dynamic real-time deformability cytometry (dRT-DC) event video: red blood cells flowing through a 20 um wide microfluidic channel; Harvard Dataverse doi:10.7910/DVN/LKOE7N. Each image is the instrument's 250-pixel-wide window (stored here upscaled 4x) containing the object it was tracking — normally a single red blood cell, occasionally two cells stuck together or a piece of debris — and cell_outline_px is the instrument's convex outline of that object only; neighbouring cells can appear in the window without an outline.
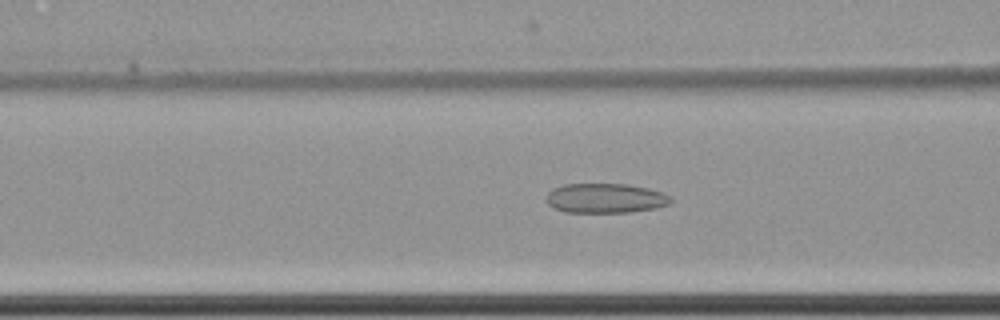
{"species": "common noctule bat (a hibernating species)", "species_latin": "Nyctalus noctula", "temperature_condition": "cold", "stored_images_in_passage": 62, "camera_frame_rate_fps": 3000, "um_per_image_px": 0.085, "animal": {"sex": "female", "body_mass_g": 22.7, "forearm_length_mm": 54.2}, "frame": {"image": 1, "passage_image": 27, "time_ms": 8.667, "image_size_px": [1000, 320], "cell_outline_px": [[672, 200], [668, 204], [656, 208], [628, 212], [564, 212], [548, 204], [548, 192], [552, 188], [564, 184], [628, 184], [648, 188], [664, 192], [672, 196]], "centroid_in_image_um": [51.5, 16.84], "position_along_channel_um": 115.1, "area_um2": 21.5}}
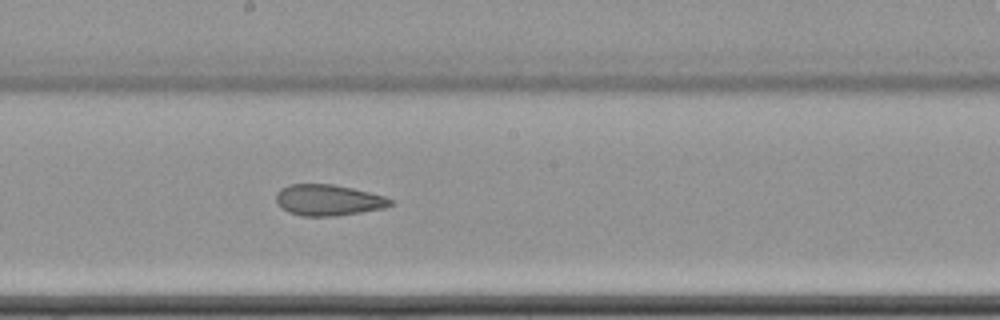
{"frame": {"image": 2, "passage_image": 36, "time_ms": 11.667, "image_size_px": [1000, 320], "cell_outline_px": [[396, 204], [384, 208], [336, 216], [300, 216], [288, 212], [276, 204], [276, 192], [280, 188], [288, 184], [332, 184], [352, 188], [384, 196], [396, 200]], "centroid_in_image_um": [27.9, 17.01], "position_along_channel_um": 220.3, "area_um2": 20.98}}
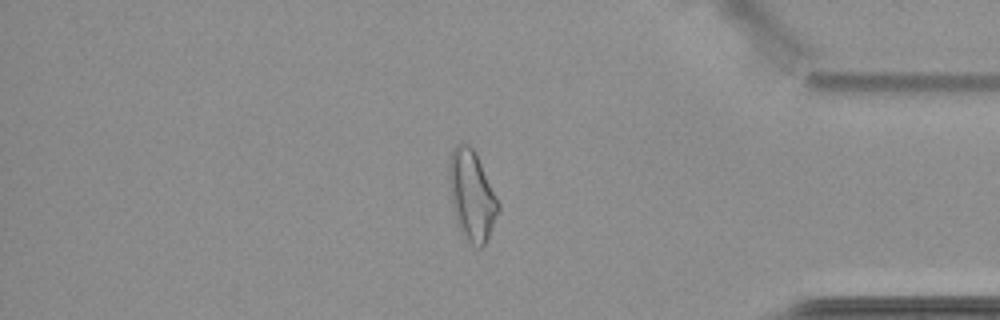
{"frame": {"image": 3, "passage_image": 53, "time_ms": 17.333, "image_size_px": [1000, 320], "cell_outline_px": [[500, 208], [488, 236], [484, 244], [480, 248], [472, 244], [460, 232], [456, 220], [452, 204], [448, 176], [448, 160], [452, 148], [460, 140], [468, 144], [476, 152], [500, 204]], "centroid_in_image_um": [40.07, 16.53], "position_along_channel_um": 395.1, "area_um2": 25.89}, "authors_computed_cell_mechanics": {"area_um2": 25.6632, "velocity_mm_per_s": 3.5065, "shape_relaxation_time_tau1_ms": null, "shape_relaxation_time_tau2_ms": 2.8999, "deformation_change_tau1": null, "deformation_change_tau2": 0.0952}}